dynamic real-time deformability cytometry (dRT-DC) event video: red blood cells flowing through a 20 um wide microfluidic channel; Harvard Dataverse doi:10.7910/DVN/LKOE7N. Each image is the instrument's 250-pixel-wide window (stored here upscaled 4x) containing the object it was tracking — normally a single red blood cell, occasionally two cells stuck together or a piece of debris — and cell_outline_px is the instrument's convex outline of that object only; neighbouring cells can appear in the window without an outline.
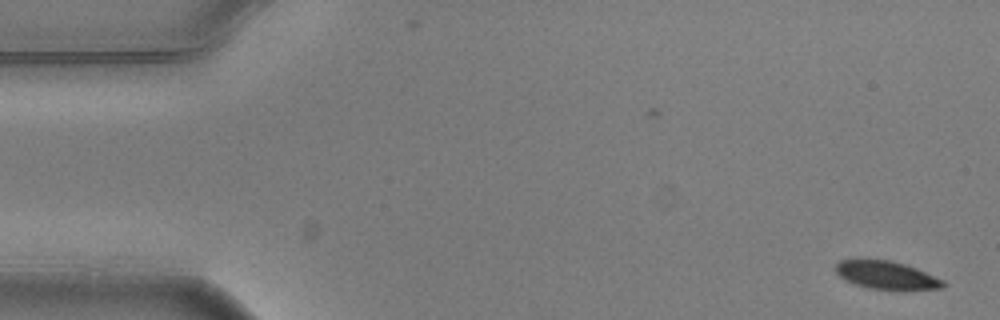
{"species": "common noctule bat (a hibernating species)", "species_latin": "Nyctalus noctula", "temperature_condition": "warm", "stored_images_in_passage": 4, "camera_frame_rate_fps": 3000, "um_per_image_px": 0.085, "animal": {"sex": "male", "body_mass_g": 20.5, "forearm_length_mm": 52.5}, "frame": {"image": 1, "passage_image": 1, "time_ms": 0.0, "image_size_px": [1000, 320], "cell_outline_px": [[944, 288], [904, 292], [868, 288], [844, 280], [836, 272], [836, 264], [840, 260], [856, 256], [892, 260], [916, 268], [944, 280]], "centroid_in_image_um": [75.33, 23.38], "position_along_channel_um": 9.7, "area_um2": 18.73}}
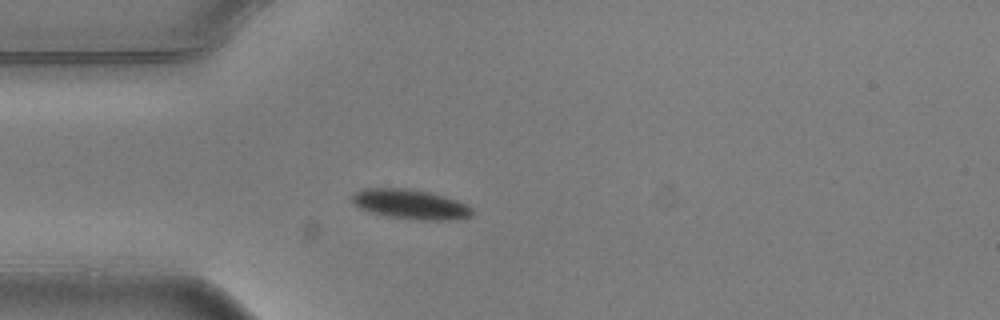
{"frame": {"image": 2, "passage_image": 4, "time_ms": 1.0, "image_size_px": [1000, 320], "cell_outline_px": [[472, 216], [456, 220], [420, 220], [388, 216], [372, 212], [360, 208], [352, 200], [352, 192], [364, 188], [404, 188], [428, 192], [444, 196], [468, 204], [472, 208]], "centroid_in_image_um": [34.91, 17.36], "position_along_channel_um": 50.1, "area_um2": 20.75}}